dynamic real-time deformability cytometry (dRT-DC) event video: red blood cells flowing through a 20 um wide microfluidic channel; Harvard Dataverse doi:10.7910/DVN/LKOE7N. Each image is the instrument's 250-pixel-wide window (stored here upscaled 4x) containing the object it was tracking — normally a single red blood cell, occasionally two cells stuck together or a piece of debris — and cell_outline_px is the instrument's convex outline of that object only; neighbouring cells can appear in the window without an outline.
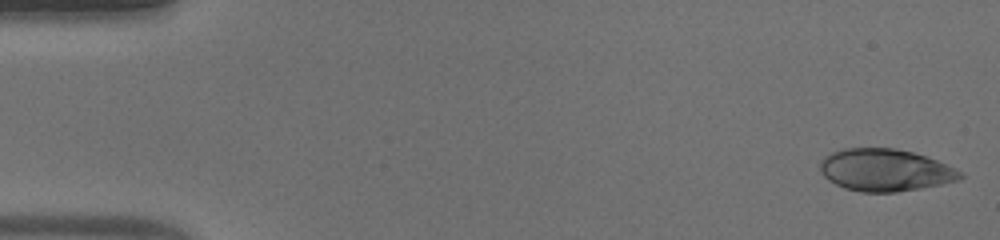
{"species": "human", "species_latin": "Homo sapiens", "temperature_condition": "warm", "stored_images_in_passage": 52, "camera_frame_rate_fps": 3000, "um_per_image_px": 0.085, "donor": {"sex": "male"}, "frame": {"image": 1, "passage_image": 1, "time_ms": 0.0, "image_size_px": [1000, 240], "cell_outline_px": [[964, 176], [960, 180], [920, 188], [896, 192], [860, 192], [844, 188], [828, 180], [820, 172], [820, 160], [824, 156], [832, 152], [844, 148], [892, 148], [912, 152], [936, 160], [956, 168]], "centroid_in_image_um": [75.21, 14.46], "position_along_channel_um": 9.8, "area_um2": 34.45}}
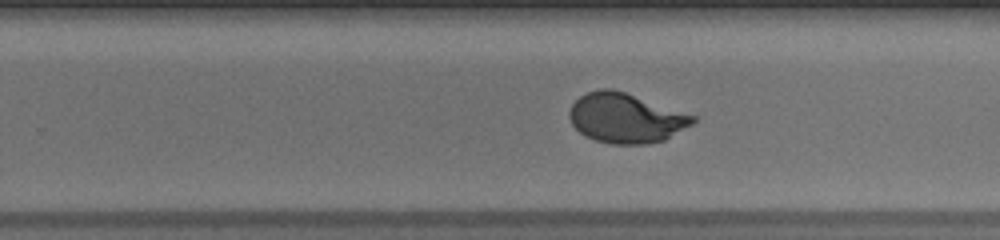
{"frame": {"image": 2, "passage_image": 33, "time_ms": 10.667, "image_size_px": [1000, 240], "cell_outline_px": [[696, 120], [692, 124], [664, 140], [648, 144], [612, 144], [596, 140], [584, 136], [572, 124], [568, 116], [568, 112], [572, 104], [580, 96], [588, 92], [600, 88], [612, 88], [696, 116]], "centroid_in_image_um": [53.16, 10.04], "position_along_channel_um": 276.6, "area_um2": 35.55}}
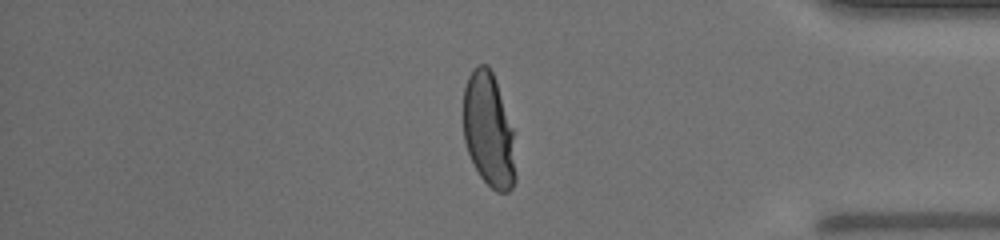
{"frame": {"image": 3, "passage_image": 44, "time_ms": 14.333, "image_size_px": [1000, 240], "cell_outline_px": [[516, 180], [512, 188], [508, 192], [496, 192], [480, 176], [468, 152], [464, 140], [464, 88], [468, 76], [472, 68], [480, 64], [488, 64], [492, 72], [512, 128], [516, 176]], "centroid_in_image_um": [41.53, 11.08], "position_along_channel_um": 393.7, "area_um2": 34.39}, "authors_computed_cell_mechanics": {"area_um2": 35.8649, "velocity_mm_per_s": 3.879, "shape_relaxation_time_tau1_ms": 4.1139, "shape_relaxation_time_tau2_ms": null, "deformation_change_tau1": 0.2286, "deformation_change_tau2": null}}